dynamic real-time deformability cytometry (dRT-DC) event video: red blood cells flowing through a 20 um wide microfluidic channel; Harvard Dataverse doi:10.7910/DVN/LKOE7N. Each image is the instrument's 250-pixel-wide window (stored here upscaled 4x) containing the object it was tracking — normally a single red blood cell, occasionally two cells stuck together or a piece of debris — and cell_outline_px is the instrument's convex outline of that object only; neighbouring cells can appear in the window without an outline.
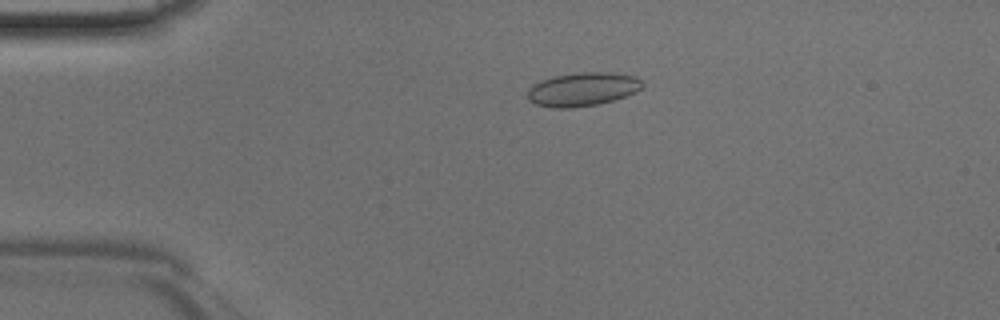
{"species": "Egyptian fruit bat (a non-hibernating species)", "species_latin": "Rousettus aegyptiacus", "temperature_condition": "room temperature", "stored_images_in_passage": 46, "camera_frame_rate_fps": 3000, "um_per_image_px": 0.085, "animal": {"sex": "male"}, "frame": {"image": 1, "passage_image": 10, "time_ms": 3.0, "image_size_px": [1000, 320], "cell_outline_px": [[644, 84], [636, 92], [612, 100], [596, 104], [572, 108], [552, 108], [536, 104], [528, 100], [528, 88], [532, 84], [540, 80], [556, 76], [576, 72], [612, 72], [636, 76]], "centroid_in_image_um": [49.49, 7.58], "position_along_channel_um": 35.5, "area_um2": 22.54}}
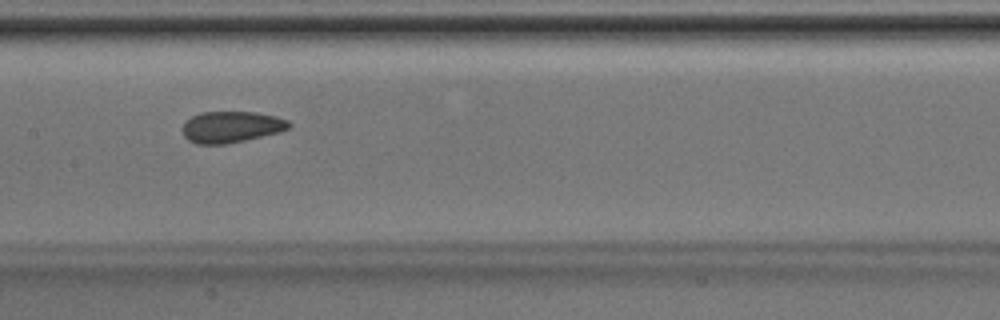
{"frame": {"image": 2, "passage_image": 23, "time_ms": 7.333, "image_size_px": [1000, 320], "cell_outline_px": [[292, 124], [288, 128], [280, 132], [228, 144], [196, 144], [188, 140], [184, 136], [180, 128], [192, 116], [200, 112], [256, 112], [276, 116], [288, 120]], "centroid_in_image_um": [19.65, 10.79], "position_along_channel_um": 187.8, "area_um2": 19.59}}
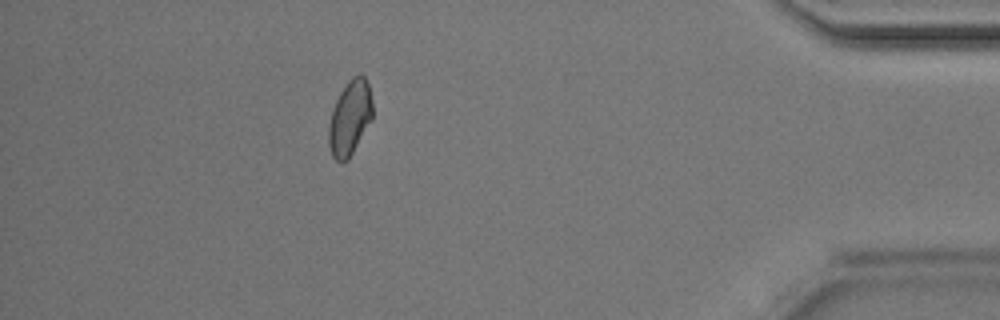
{"frame": {"image": 3, "passage_image": 41, "time_ms": 13.333, "image_size_px": [1000, 320], "cell_outline_px": [[372, 120], [348, 160], [340, 164], [332, 156], [328, 144], [328, 124], [332, 108], [340, 92], [348, 80], [352, 76], [360, 72], [364, 76], [368, 84], [372, 100]], "centroid_in_image_um": [29.72, 10.02], "position_along_channel_um": 405.5, "area_um2": 19.48}}